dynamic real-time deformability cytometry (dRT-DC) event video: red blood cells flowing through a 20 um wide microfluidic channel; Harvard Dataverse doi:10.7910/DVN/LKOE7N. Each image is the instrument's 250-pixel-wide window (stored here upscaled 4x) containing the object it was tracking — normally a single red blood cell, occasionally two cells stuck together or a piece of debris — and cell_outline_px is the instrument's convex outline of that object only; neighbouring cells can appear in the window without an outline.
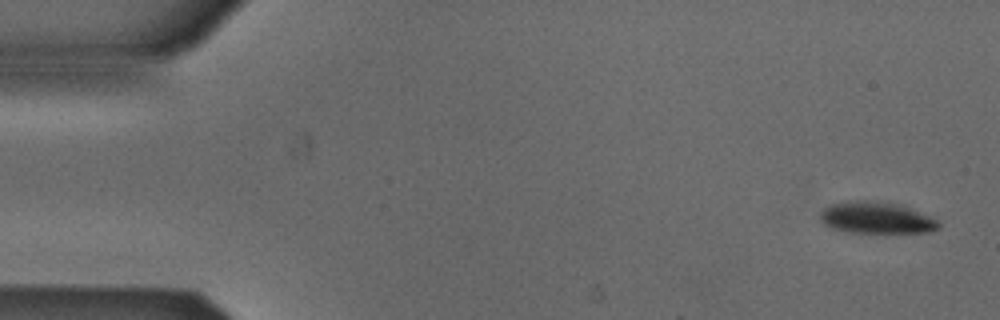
{"species": "Egyptian fruit bat (a non-hibernating species)", "species_latin": "Rousettus aegyptiacus", "temperature_condition": "cold", "stored_images_in_passage": 4, "camera_frame_rate_fps": 3000, "um_per_image_px": 0.085, "animal": {"sex": "male"}, "frame": {"image": 1, "passage_image": 1, "time_ms": 0.0, "image_size_px": [1000, 320], "cell_outline_px": [[940, 228], [928, 232], [852, 232], [832, 228], [824, 224], [820, 220], [820, 212], [824, 208], [832, 204], [848, 200], [876, 200], [900, 204], [928, 216], [936, 220], [940, 224]], "centroid_in_image_um": [74.46, 18.49], "position_along_channel_um": 10.5, "area_um2": 21.73}}
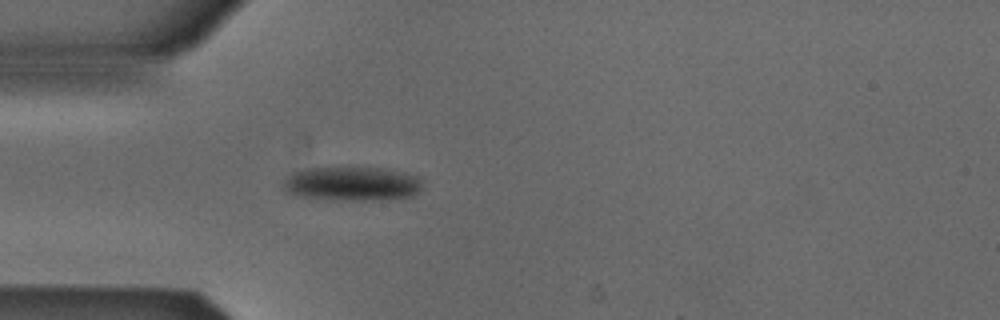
{"frame": {"image": 2, "passage_image": 4, "time_ms": 1.0, "image_size_px": [1000, 320], "cell_outline_px": [[424, 188], [412, 196], [388, 200], [332, 200], [300, 196], [284, 192], [280, 184], [292, 172], [308, 168], [384, 168], [404, 172], [420, 176], [424, 180]], "centroid_in_image_um": [29.97, 15.63], "position_along_channel_um": 55.0, "area_um2": 28.38}}